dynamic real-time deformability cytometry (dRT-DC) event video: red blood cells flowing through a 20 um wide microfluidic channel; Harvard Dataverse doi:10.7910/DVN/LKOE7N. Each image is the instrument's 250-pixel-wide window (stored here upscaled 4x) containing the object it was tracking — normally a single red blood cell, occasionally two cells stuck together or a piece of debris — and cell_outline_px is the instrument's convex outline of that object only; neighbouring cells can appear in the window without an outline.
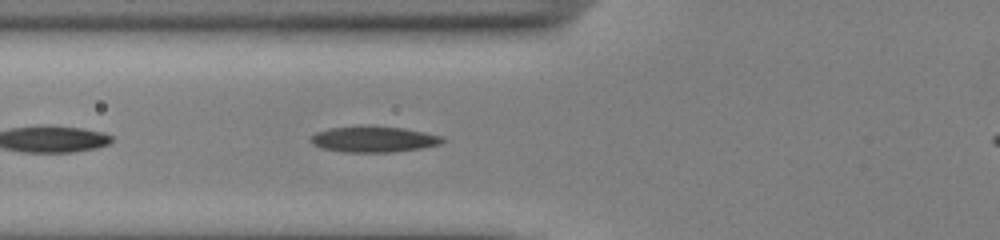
{"species": "common noctule bat (a hibernating species)", "species_latin": "Nyctalus noctula", "temperature_condition": "cold", "stored_images_in_passage": 35, "camera_frame_rate_fps": 3000, "um_per_image_px": 0.085, "animal": {"sex": "male", "body_mass_g": 13.0, "forearm_length_mm": 53.1}, "frame": {"image": 1, "passage_image": 5, "time_ms": 1.333, "image_size_px": [1000, 240], "cell_outline_px": [[448, 140], [440, 144], [420, 148], [392, 152], [344, 152], [320, 148], [312, 144], [308, 140], [308, 136], [316, 132], [328, 128], [360, 124], [404, 128], [444, 136]], "centroid_in_image_um": [31.71, 11.81], "position_along_channel_um": 94.1, "area_um2": 20.58}}
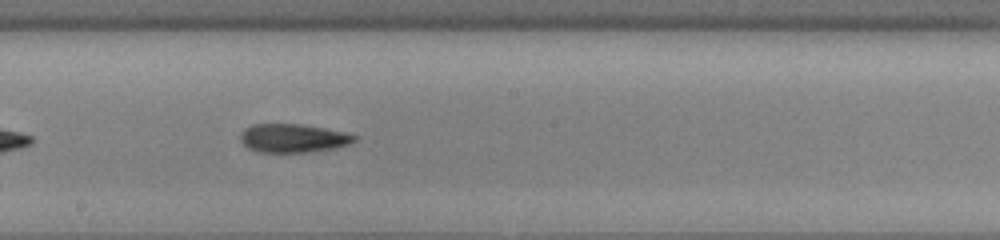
{"frame": {"image": 2, "passage_image": 15, "time_ms": 4.667, "image_size_px": [1000, 240], "cell_outline_px": [[356, 140], [348, 144], [332, 148], [308, 152], [256, 152], [248, 148], [240, 140], [240, 132], [244, 128], [252, 124], [300, 124], [348, 132], [356, 136]], "centroid_in_image_um": [24.87, 11.74], "position_along_channel_um": 223.3, "area_um2": 19.02}}
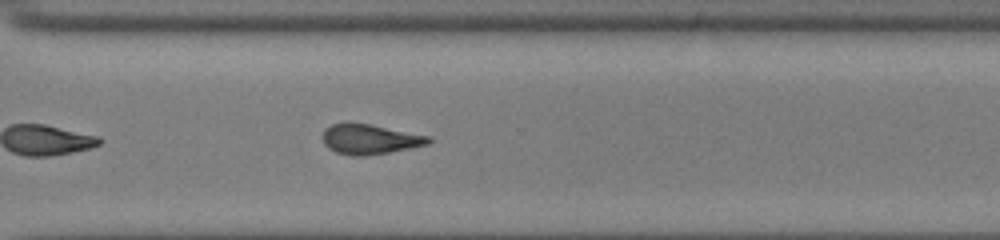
{"frame": {"image": 3, "passage_image": 24, "time_ms": 7.667, "image_size_px": [1000, 240], "cell_outline_px": [[432, 140], [428, 144], [388, 152], [364, 156], [352, 156], [336, 152], [328, 148], [324, 144], [324, 128], [332, 124], [348, 120], [372, 124], [432, 136]], "centroid_in_image_um": [31.42, 11.79], "position_along_channel_um": 339.2, "area_um2": 18.9}}